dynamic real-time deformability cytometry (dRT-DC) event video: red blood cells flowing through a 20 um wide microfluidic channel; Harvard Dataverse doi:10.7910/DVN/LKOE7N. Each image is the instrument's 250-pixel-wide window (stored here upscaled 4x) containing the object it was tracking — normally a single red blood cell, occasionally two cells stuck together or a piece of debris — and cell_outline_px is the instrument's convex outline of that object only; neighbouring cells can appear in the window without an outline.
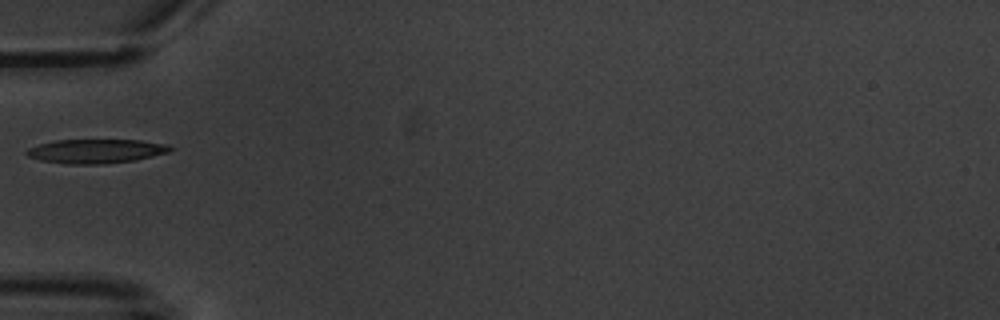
{"species": "common noctule bat (a hibernating species)", "species_latin": "Nyctalus noctula", "temperature_condition": "warm", "stored_images_in_passage": 1, "camera_frame_rate_fps": 3000, "um_per_image_px": 0.085, "animal": {"sex": "male", "body_mass_g": 20.1, "forearm_length_mm": 53.5}, "frame": {"image": 1, "passage_image": 1, "time_ms": 0.0, "image_size_px": [1000, 320], "cell_outline_px": [[172, 148], [168, 152], [136, 160], [104, 164], [68, 164], [40, 160], [28, 156], [24, 152], [28, 148], [40, 144], [56, 140], [140, 140], [168, 144]], "centroid_in_image_um": [8.15, 12.85], "position_along_channel_um": 76.9, "area_um2": 20.11}}